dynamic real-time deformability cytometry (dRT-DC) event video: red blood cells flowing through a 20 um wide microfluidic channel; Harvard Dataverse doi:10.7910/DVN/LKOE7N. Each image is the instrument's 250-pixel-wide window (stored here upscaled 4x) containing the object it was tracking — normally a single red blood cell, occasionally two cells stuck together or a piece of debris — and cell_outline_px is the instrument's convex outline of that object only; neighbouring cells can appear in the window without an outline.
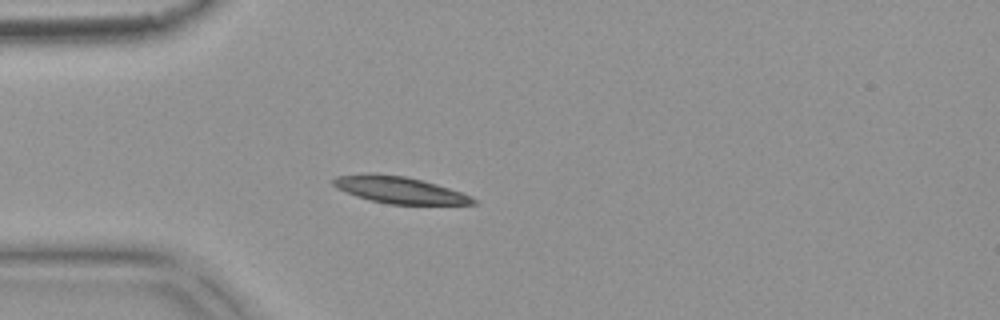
{"species": "common noctule bat (a hibernating species)", "species_latin": "Nyctalus noctula", "temperature_condition": "warm", "stored_images_in_passage": 2, "camera_frame_rate_fps": 3000, "um_per_image_px": 0.085, "animal": {"sex": "female", "body_mass_g": 18.4}, "frame": {"image": 1, "passage_image": 2, "time_ms": 0.333, "image_size_px": [1000, 320], "cell_outline_px": [[476, 204], [388, 204], [368, 200], [356, 196], [336, 188], [332, 184], [332, 180], [336, 176], [404, 176], [436, 184], [472, 196], [476, 200]], "centroid_in_image_um": [34.01, 16.2], "position_along_channel_um": 51.0, "area_um2": 20.81}}